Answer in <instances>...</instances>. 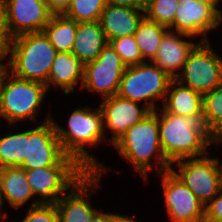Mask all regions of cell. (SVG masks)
<instances>
[{
	"label": "cell",
	"mask_w": 222,
	"mask_h": 222,
	"mask_svg": "<svg viewBox=\"0 0 222 222\" xmlns=\"http://www.w3.org/2000/svg\"><path fill=\"white\" fill-rule=\"evenodd\" d=\"M159 136L166 160L173 162L199 157L212 148H222V139H215L205 126L203 115L178 116L158 109ZM217 149V150H216Z\"/></svg>",
	"instance_id": "obj_2"
},
{
	"label": "cell",
	"mask_w": 222,
	"mask_h": 222,
	"mask_svg": "<svg viewBox=\"0 0 222 222\" xmlns=\"http://www.w3.org/2000/svg\"><path fill=\"white\" fill-rule=\"evenodd\" d=\"M144 16V9L121 7L107 3L99 22L109 43L116 38L134 35Z\"/></svg>",
	"instance_id": "obj_20"
},
{
	"label": "cell",
	"mask_w": 222,
	"mask_h": 222,
	"mask_svg": "<svg viewBox=\"0 0 222 222\" xmlns=\"http://www.w3.org/2000/svg\"><path fill=\"white\" fill-rule=\"evenodd\" d=\"M98 106L100 107L103 115V126L106 141L112 145L129 128H131L135 123L140 122L151 112V110L144 104L131 101L117 94L101 99ZM107 135L111 138H107Z\"/></svg>",
	"instance_id": "obj_15"
},
{
	"label": "cell",
	"mask_w": 222,
	"mask_h": 222,
	"mask_svg": "<svg viewBox=\"0 0 222 222\" xmlns=\"http://www.w3.org/2000/svg\"><path fill=\"white\" fill-rule=\"evenodd\" d=\"M113 222H141V221L134 219L133 217H131V215L129 216L128 214L122 215L120 213L113 212Z\"/></svg>",
	"instance_id": "obj_37"
},
{
	"label": "cell",
	"mask_w": 222,
	"mask_h": 222,
	"mask_svg": "<svg viewBox=\"0 0 222 222\" xmlns=\"http://www.w3.org/2000/svg\"><path fill=\"white\" fill-rule=\"evenodd\" d=\"M7 62L8 61H0V83L4 74L7 72Z\"/></svg>",
	"instance_id": "obj_39"
},
{
	"label": "cell",
	"mask_w": 222,
	"mask_h": 222,
	"mask_svg": "<svg viewBox=\"0 0 222 222\" xmlns=\"http://www.w3.org/2000/svg\"><path fill=\"white\" fill-rule=\"evenodd\" d=\"M102 175L96 171L86 172L55 203L59 214V222H92L99 207L93 206L92 196L101 189ZM94 192V194H93ZM92 201V202H91Z\"/></svg>",
	"instance_id": "obj_12"
},
{
	"label": "cell",
	"mask_w": 222,
	"mask_h": 222,
	"mask_svg": "<svg viewBox=\"0 0 222 222\" xmlns=\"http://www.w3.org/2000/svg\"><path fill=\"white\" fill-rule=\"evenodd\" d=\"M25 170L27 181L40 203H56L86 173L68 155L54 166Z\"/></svg>",
	"instance_id": "obj_7"
},
{
	"label": "cell",
	"mask_w": 222,
	"mask_h": 222,
	"mask_svg": "<svg viewBox=\"0 0 222 222\" xmlns=\"http://www.w3.org/2000/svg\"><path fill=\"white\" fill-rule=\"evenodd\" d=\"M20 222H59V214L55 203H41L28 207Z\"/></svg>",
	"instance_id": "obj_30"
},
{
	"label": "cell",
	"mask_w": 222,
	"mask_h": 222,
	"mask_svg": "<svg viewBox=\"0 0 222 222\" xmlns=\"http://www.w3.org/2000/svg\"><path fill=\"white\" fill-rule=\"evenodd\" d=\"M9 42L8 32H0V61H8Z\"/></svg>",
	"instance_id": "obj_34"
},
{
	"label": "cell",
	"mask_w": 222,
	"mask_h": 222,
	"mask_svg": "<svg viewBox=\"0 0 222 222\" xmlns=\"http://www.w3.org/2000/svg\"><path fill=\"white\" fill-rule=\"evenodd\" d=\"M106 0H71L63 15L76 22L99 21Z\"/></svg>",
	"instance_id": "obj_27"
},
{
	"label": "cell",
	"mask_w": 222,
	"mask_h": 222,
	"mask_svg": "<svg viewBox=\"0 0 222 222\" xmlns=\"http://www.w3.org/2000/svg\"><path fill=\"white\" fill-rule=\"evenodd\" d=\"M9 38L42 32L53 13L45 0H4Z\"/></svg>",
	"instance_id": "obj_16"
},
{
	"label": "cell",
	"mask_w": 222,
	"mask_h": 222,
	"mask_svg": "<svg viewBox=\"0 0 222 222\" xmlns=\"http://www.w3.org/2000/svg\"><path fill=\"white\" fill-rule=\"evenodd\" d=\"M119 54L121 61L126 67L144 63L134 35L116 38L109 42Z\"/></svg>",
	"instance_id": "obj_29"
},
{
	"label": "cell",
	"mask_w": 222,
	"mask_h": 222,
	"mask_svg": "<svg viewBox=\"0 0 222 222\" xmlns=\"http://www.w3.org/2000/svg\"><path fill=\"white\" fill-rule=\"evenodd\" d=\"M203 120L215 139H222V83L203 95Z\"/></svg>",
	"instance_id": "obj_26"
},
{
	"label": "cell",
	"mask_w": 222,
	"mask_h": 222,
	"mask_svg": "<svg viewBox=\"0 0 222 222\" xmlns=\"http://www.w3.org/2000/svg\"><path fill=\"white\" fill-rule=\"evenodd\" d=\"M0 192L3 204L6 206L9 204V207L16 212H19L23 206H28L29 202V207L41 204L35 198L27 181L26 170L22 167L0 168Z\"/></svg>",
	"instance_id": "obj_19"
},
{
	"label": "cell",
	"mask_w": 222,
	"mask_h": 222,
	"mask_svg": "<svg viewBox=\"0 0 222 222\" xmlns=\"http://www.w3.org/2000/svg\"><path fill=\"white\" fill-rule=\"evenodd\" d=\"M222 158H219L218 156L216 157V161L219 167V171H220V180H221V188H222Z\"/></svg>",
	"instance_id": "obj_41"
},
{
	"label": "cell",
	"mask_w": 222,
	"mask_h": 222,
	"mask_svg": "<svg viewBox=\"0 0 222 222\" xmlns=\"http://www.w3.org/2000/svg\"><path fill=\"white\" fill-rule=\"evenodd\" d=\"M203 95L172 79L162 108L178 116L203 115Z\"/></svg>",
	"instance_id": "obj_22"
},
{
	"label": "cell",
	"mask_w": 222,
	"mask_h": 222,
	"mask_svg": "<svg viewBox=\"0 0 222 222\" xmlns=\"http://www.w3.org/2000/svg\"><path fill=\"white\" fill-rule=\"evenodd\" d=\"M222 25V13L211 3L197 0H180L169 30L198 38L200 42L211 41L210 32Z\"/></svg>",
	"instance_id": "obj_13"
},
{
	"label": "cell",
	"mask_w": 222,
	"mask_h": 222,
	"mask_svg": "<svg viewBox=\"0 0 222 222\" xmlns=\"http://www.w3.org/2000/svg\"><path fill=\"white\" fill-rule=\"evenodd\" d=\"M96 106L94 109L86 104L82 108L75 107L68 116L66 127L59 124L54 117L52 120L64 153L72 157L86 172L96 171L104 177L113 169L98 160L90 150L100 144L107 145L103 115L100 107Z\"/></svg>",
	"instance_id": "obj_1"
},
{
	"label": "cell",
	"mask_w": 222,
	"mask_h": 222,
	"mask_svg": "<svg viewBox=\"0 0 222 222\" xmlns=\"http://www.w3.org/2000/svg\"><path fill=\"white\" fill-rule=\"evenodd\" d=\"M5 205L3 204V201H2V198H1V192H0V220L5 221L6 222V219H9L8 217L10 216L7 212V210H2L4 209ZM3 211V212H2Z\"/></svg>",
	"instance_id": "obj_38"
},
{
	"label": "cell",
	"mask_w": 222,
	"mask_h": 222,
	"mask_svg": "<svg viewBox=\"0 0 222 222\" xmlns=\"http://www.w3.org/2000/svg\"><path fill=\"white\" fill-rule=\"evenodd\" d=\"M126 66L110 43H107L98 58L85 65L83 84L80 90L92 95L99 94V99L118 94L120 81Z\"/></svg>",
	"instance_id": "obj_10"
},
{
	"label": "cell",
	"mask_w": 222,
	"mask_h": 222,
	"mask_svg": "<svg viewBox=\"0 0 222 222\" xmlns=\"http://www.w3.org/2000/svg\"><path fill=\"white\" fill-rule=\"evenodd\" d=\"M106 3L121 7L144 9L145 0H106Z\"/></svg>",
	"instance_id": "obj_33"
},
{
	"label": "cell",
	"mask_w": 222,
	"mask_h": 222,
	"mask_svg": "<svg viewBox=\"0 0 222 222\" xmlns=\"http://www.w3.org/2000/svg\"><path fill=\"white\" fill-rule=\"evenodd\" d=\"M92 222H113V212L99 209L93 216Z\"/></svg>",
	"instance_id": "obj_35"
},
{
	"label": "cell",
	"mask_w": 222,
	"mask_h": 222,
	"mask_svg": "<svg viewBox=\"0 0 222 222\" xmlns=\"http://www.w3.org/2000/svg\"><path fill=\"white\" fill-rule=\"evenodd\" d=\"M211 44L210 41L199 42L175 79L202 95L222 83V55Z\"/></svg>",
	"instance_id": "obj_8"
},
{
	"label": "cell",
	"mask_w": 222,
	"mask_h": 222,
	"mask_svg": "<svg viewBox=\"0 0 222 222\" xmlns=\"http://www.w3.org/2000/svg\"><path fill=\"white\" fill-rule=\"evenodd\" d=\"M180 0H145L144 15L149 20L169 28L173 24Z\"/></svg>",
	"instance_id": "obj_28"
},
{
	"label": "cell",
	"mask_w": 222,
	"mask_h": 222,
	"mask_svg": "<svg viewBox=\"0 0 222 222\" xmlns=\"http://www.w3.org/2000/svg\"><path fill=\"white\" fill-rule=\"evenodd\" d=\"M191 39V40H190ZM196 38L168 30L157 48V55L152 61L172 79L180 74L189 53L200 42Z\"/></svg>",
	"instance_id": "obj_17"
},
{
	"label": "cell",
	"mask_w": 222,
	"mask_h": 222,
	"mask_svg": "<svg viewBox=\"0 0 222 222\" xmlns=\"http://www.w3.org/2000/svg\"><path fill=\"white\" fill-rule=\"evenodd\" d=\"M48 9L53 14H63L69 7L71 0H45Z\"/></svg>",
	"instance_id": "obj_32"
},
{
	"label": "cell",
	"mask_w": 222,
	"mask_h": 222,
	"mask_svg": "<svg viewBox=\"0 0 222 222\" xmlns=\"http://www.w3.org/2000/svg\"><path fill=\"white\" fill-rule=\"evenodd\" d=\"M168 30L169 28L149 20L145 16L142 18L134 33V39L144 62H152L155 59L157 48Z\"/></svg>",
	"instance_id": "obj_25"
},
{
	"label": "cell",
	"mask_w": 222,
	"mask_h": 222,
	"mask_svg": "<svg viewBox=\"0 0 222 222\" xmlns=\"http://www.w3.org/2000/svg\"><path fill=\"white\" fill-rule=\"evenodd\" d=\"M84 70L85 64L76 55L57 52L52 63L48 82L45 84L48 92L54 89L59 92L62 91L66 97L71 96L70 94L77 90L76 87L81 89Z\"/></svg>",
	"instance_id": "obj_18"
},
{
	"label": "cell",
	"mask_w": 222,
	"mask_h": 222,
	"mask_svg": "<svg viewBox=\"0 0 222 222\" xmlns=\"http://www.w3.org/2000/svg\"><path fill=\"white\" fill-rule=\"evenodd\" d=\"M155 175L161 179L164 207L170 222H204L205 205L171 170Z\"/></svg>",
	"instance_id": "obj_11"
},
{
	"label": "cell",
	"mask_w": 222,
	"mask_h": 222,
	"mask_svg": "<svg viewBox=\"0 0 222 222\" xmlns=\"http://www.w3.org/2000/svg\"><path fill=\"white\" fill-rule=\"evenodd\" d=\"M171 80L169 75L152 62L129 66L122 75L117 95L155 111L162 107Z\"/></svg>",
	"instance_id": "obj_6"
},
{
	"label": "cell",
	"mask_w": 222,
	"mask_h": 222,
	"mask_svg": "<svg viewBox=\"0 0 222 222\" xmlns=\"http://www.w3.org/2000/svg\"><path fill=\"white\" fill-rule=\"evenodd\" d=\"M36 126L27 129V156L20 166L23 169H37L56 165L66 154L57 138L52 113Z\"/></svg>",
	"instance_id": "obj_14"
},
{
	"label": "cell",
	"mask_w": 222,
	"mask_h": 222,
	"mask_svg": "<svg viewBox=\"0 0 222 222\" xmlns=\"http://www.w3.org/2000/svg\"><path fill=\"white\" fill-rule=\"evenodd\" d=\"M111 146L146 184L154 169L156 174L170 170L171 164L166 160L160 143L158 109L135 123Z\"/></svg>",
	"instance_id": "obj_3"
},
{
	"label": "cell",
	"mask_w": 222,
	"mask_h": 222,
	"mask_svg": "<svg viewBox=\"0 0 222 222\" xmlns=\"http://www.w3.org/2000/svg\"><path fill=\"white\" fill-rule=\"evenodd\" d=\"M48 90L43 82L24 80L6 72L0 83V118L3 124L18 125L37 122ZM6 122V123H4Z\"/></svg>",
	"instance_id": "obj_5"
},
{
	"label": "cell",
	"mask_w": 222,
	"mask_h": 222,
	"mask_svg": "<svg viewBox=\"0 0 222 222\" xmlns=\"http://www.w3.org/2000/svg\"><path fill=\"white\" fill-rule=\"evenodd\" d=\"M210 153L177 160L170 167V170L204 205L222 190L216 157H212Z\"/></svg>",
	"instance_id": "obj_9"
},
{
	"label": "cell",
	"mask_w": 222,
	"mask_h": 222,
	"mask_svg": "<svg viewBox=\"0 0 222 222\" xmlns=\"http://www.w3.org/2000/svg\"><path fill=\"white\" fill-rule=\"evenodd\" d=\"M197 1H203V2H207V3H211L222 13V10H221L222 8L219 7V6H222L221 5L222 0H197Z\"/></svg>",
	"instance_id": "obj_40"
},
{
	"label": "cell",
	"mask_w": 222,
	"mask_h": 222,
	"mask_svg": "<svg viewBox=\"0 0 222 222\" xmlns=\"http://www.w3.org/2000/svg\"><path fill=\"white\" fill-rule=\"evenodd\" d=\"M56 54L43 32L18 35L9 42L7 71L17 78L46 84Z\"/></svg>",
	"instance_id": "obj_4"
},
{
	"label": "cell",
	"mask_w": 222,
	"mask_h": 222,
	"mask_svg": "<svg viewBox=\"0 0 222 222\" xmlns=\"http://www.w3.org/2000/svg\"><path fill=\"white\" fill-rule=\"evenodd\" d=\"M20 128L17 125H11L12 130L8 134L0 136V168L3 167H20L27 156V128ZM15 131V132H12ZM18 131V132H17Z\"/></svg>",
	"instance_id": "obj_23"
},
{
	"label": "cell",
	"mask_w": 222,
	"mask_h": 222,
	"mask_svg": "<svg viewBox=\"0 0 222 222\" xmlns=\"http://www.w3.org/2000/svg\"><path fill=\"white\" fill-rule=\"evenodd\" d=\"M0 32H8L6 24V7L4 0H0Z\"/></svg>",
	"instance_id": "obj_36"
},
{
	"label": "cell",
	"mask_w": 222,
	"mask_h": 222,
	"mask_svg": "<svg viewBox=\"0 0 222 222\" xmlns=\"http://www.w3.org/2000/svg\"><path fill=\"white\" fill-rule=\"evenodd\" d=\"M107 43L99 21L80 22L71 53L86 65L98 58Z\"/></svg>",
	"instance_id": "obj_21"
},
{
	"label": "cell",
	"mask_w": 222,
	"mask_h": 222,
	"mask_svg": "<svg viewBox=\"0 0 222 222\" xmlns=\"http://www.w3.org/2000/svg\"><path fill=\"white\" fill-rule=\"evenodd\" d=\"M204 222H222V190L205 205Z\"/></svg>",
	"instance_id": "obj_31"
},
{
	"label": "cell",
	"mask_w": 222,
	"mask_h": 222,
	"mask_svg": "<svg viewBox=\"0 0 222 222\" xmlns=\"http://www.w3.org/2000/svg\"><path fill=\"white\" fill-rule=\"evenodd\" d=\"M78 22L63 14H53L43 33L57 52L71 53L75 41Z\"/></svg>",
	"instance_id": "obj_24"
}]
</instances>
